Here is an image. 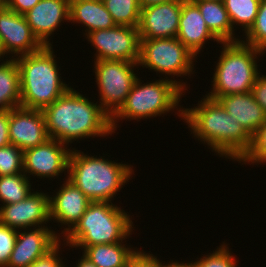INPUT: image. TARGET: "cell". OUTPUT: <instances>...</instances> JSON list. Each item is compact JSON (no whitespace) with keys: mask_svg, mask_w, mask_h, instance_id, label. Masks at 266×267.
Returning a JSON list of instances; mask_svg holds the SVG:
<instances>
[{"mask_svg":"<svg viewBox=\"0 0 266 267\" xmlns=\"http://www.w3.org/2000/svg\"><path fill=\"white\" fill-rule=\"evenodd\" d=\"M261 0H224L233 30L236 26L246 33L253 25ZM236 24V25H235Z\"/></svg>","mask_w":266,"mask_h":267,"instance_id":"d4e9b609","label":"cell"},{"mask_svg":"<svg viewBox=\"0 0 266 267\" xmlns=\"http://www.w3.org/2000/svg\"><path fill=\"white\" fill-rule=\"evenodd\" d=\"M49 138L42 110L16 107L10 110V144L23 152L45 143Z\"/></svg>","mask_w":266,"mask_h":267,"instance_id":"9a60e30c","label":"cell"},{"mask_svg":"<svg viewBox=\"0 0 266 267\" xmlns=\"http://www.w3.org/2000/svg\"><path fill=\"white\" fill-rule=\"evenodd\" d=\"M161 267H192V263L191 262L184 263V262H178V260L177 261L171 260V262L165 264V261L164 263L163 261H161Z\"/></svg>","mask_w":266,"mask_h":267,"instance_id":"74e56055","label":"cell"},{"mask_svg":"<svg viewBox=\"0 0 266 267\" xmlns=\"http://www.w3.org/2000/svg\"><path fill=\"white\" fill-rule=\"evenodd\" d=\"M31 192L24 200L0 206V224L15 230L45 226L50 221L49 195Z\"/></svg>","mask_w":266,"mask_h":267,"instance_id":"4fadbf2b","label":"cell"},{"mask_svg":"<svg viewBox=\"0 0 266 267\" xmlns=\"http://www.w3.org/2000/svg\"><path fill=\"white\" fill-rule=\"evenodd\" d=\"M216 100L251 136L266 121V112L256 102L251 91L225 95Z\"/></svg>","mask_w":266,"mask_h":267,"instance_id":"ffe728a7","label":"cell"},{"mask_svg":"<svg viewBox=\"0 0 266 267\" xmlns=\"http://www.w3.org/2000/svg\"><path fill=\"white\" fill-rule=\"evenodd\" d=\"M9 118H10V110L0 111V148L10 145Z\"/></svg>","mask_w":266,"mask_h":267,"instance_id":"8d00e7d4","label":"cell"},{"mask_svg":"<svg viewBox=\"0 0 266 267\" xmlns=\"http://www.w3.org/2000/svg\"><path fill=\"white\" fill-rule=\"evenodd\" d=\"M60 240L59 233L50 226L18 230L15 246L6 267H29Z\"/></svg>","mask_w":266,"mask_h":267,"instance_id":"e0dca14e","label":"cell"},{"mask_svg":"<svg viewBox=\"0 0 266 267\" xmlns=\"http://www.w3.org/2000/svg\"><path fill=\"white\" fill-rule=\"evenodd\" d=\"M69 10L70 0H40L24 16L38 40L44 46H52L51 35L62 23L70 22Z\"/></svg>","mask_w":266,"mask_h":267,"instance_id":"ac0fdd59","label":"cell"},{"mask_svg":"<svg viewBox=\"0 0 266 267\" xmlns=\"http://www.w3.org/2000/svg\"><path fill=\"white\" fill-rule=\"evenodd\" d=\"M69 17L71 23L85 26L84 36L92 31L116 26L101 0H70Z\"/></svg>","mask_w":266,"mask_h":267,"instance_id":"44dd1931","label":"cell"},{"mask_svg":"<svg viewBox=\"0 0 266 267\" xmlns=\"http://www.w3.org/2000/svg\"><path fill=\"white\" fill-rule=\"evenodd\" d=\"M18 230L0 224V267H6L14 249Z\"/></svg>","mask_w":266,"mask_h":267,"instance_id":"1f68e13d","label":"cell"},{"mask_svg":"<svg viewBox=\"0 0 266 267\" xmlns=\"http://www.w3.org/2000/svg\"><path fill=\"white\" fill-rule=\"evenodd\" d=\"M244 36L240 41L266 53V0L260 1L255 21Z\"/></svg>","mask_w":266,"mask_h":267,"instance_id":"83f0119b","label":"cell"},{"mask_svg":"<svg viewBox=\"0 0 266 267\" xmlns=\"http://www.w3.org/2000/svg\"><path fill=\"white\" fill-rule=\"evenodd\" d=\"M44 45L33 34L24 15L7 8L0 2V59H12L40 51ZM6 54V55H5Z\"/></svg>","mask_w":266,"mask_h":267,"instance_id":"8fae6325","label":"cell"},{"mask_svg":"<svg viewBox=\"0 0 266 267\" xmlns=\"http://www.w3.org/2000/svg\"><path fill=\"white\" fill-rule=\"evenodd\" d=\"M96 244L86 247L82 254L97 267H127L129 259L138 250L124 244ZM126 245V246H125Z\"/></svg>","mask_w":266,"mask_h":267,"instance_id":"603a6c76","label":"cell"},{"mask_svg":"<svg viewBox=\"0 0 266 267\" xmlns=\"http://www.w3.org/2000/svg\"><path fill=\"white\" fill-rule=\"evenodd\" d=\"M112 202H91L80 221L63 236L64 246L82 251L96 244H113L131 237L132 216ZM66 241V242H65Z\"/></svg>","mask_w":266,"mask_h":267,"instance_id":"8992f818","label":"cell"},{"mask_svg":"<svg viewBox=\"0 0 266 267\" xmlns=\"http://www.w3.org/2000/svg\"><path fill=\"white\" fill-rule=\"evenodd\" d=\"M71 150L67 179L92 202H112L134 174L132 165Z\"/></svg>","mask_w":266,"mask_h":267,"instance_id":"3957f363","label":"cell"},{"mask_svg":"<svg viewBox=\"0 0 266 267\" xmlns=\"http://www.w3.org/2000/svg\"><path fill=\"white\" fill-rule=\"evenodd\" d=\"M163 77L144 84V81L139 77L136 79L124 104L111 117L113 133L115 130L117 131V125H119L117 123L121 119L140 121L141 119L166 115L176 109L179 113L176 112L177 116L183 120V106L181 107L179 102L182 95H185L184 91H188L187 84L177 81V79L174 80V78L166 79L165 76Z\"/></svg>","mask_w":266,"mask_h":267,"instance_id":"5b68a950","label":"cell"},{"mask_svg":"<svg viewBox=\"0 0 266 267\" xmlns=\"http://www.w3.org/2000/svg\"><path fill=\"white\" fill-rule=\"evenodd\" d=\"M251 93L256 102L266 112V75L260 74L252 87Z\"/></svg>","mask_w":266,"mask_h":267,"instance_id":"e575fe53","label":"cell"},{"mask_svg":"<svg viewBox=\"0 0 266 267\" xmlns=\"http://www.w3.org/2000/svg\"><path fill=\"white\" fill-rule=\"evenodd\" d=\"M40 0H3L2 3L20 15L32 9Z\"/></svg>","mask_w":266,"mask_h":267,"instance_id":"d590c367","label":"cell"},{"mask_svg":"<svg viewBox=\"0 0 266 267\" xmlns=\"http://www.w3.org/2000/svg\"><path fill=\"white\" fill-rule=\"evenodd\" d=\"M69 145L55 139H48L45 143L23 152V173L30 179V175L39 179L58 178L63 172L68 176V163L71 148ZM62 173V174H61Z\"/></svg>","mask_w":266,"mask_h":267,"instance_id":"7c38bea8","label":"cell"},{"mask_svg":"<svg viewBox=\"0 0 266 267\" xmlns=\"http://www.w3.org/2000/svg\"><path fill=\"white\" fill-rule=\"evenodd\" d=\"M197 106L183 108V122L201 143L219 157L239 161L251 146L252 136L214 99L203 96Z\"/></svg>","mask_w":266,"mask_h":267,"instance_id":"7a4b0ae2","label":"cell"},{"mask_svg":"<svg viewBox=\"0 0 266 267\" xmlns=\"http://www.w3.org/2000/svg\"><path fill=\"white\" fill-rule=\"evenodd\" d=\"M116 25L138 27L141 6L139 0H103Z\"/></svg>","mask_w":266,"mask_h":267,"instance_id":"4316f807","label":"cell"},{"mask_svg":"<svg viewBox=\"0 0 266 267\" xmlns=\"http://www.w3.org/2000/svg\"><path fill=\"white\" fill-rule=\"evenodd\" d=\"M93 66L100 98L97 102L112 117L124 104L138 78L139 74L135 73L138 62L96 60Z\"/></svg>","mask_w":266,"mask_h":267,"instance_id":"9c48e42d","label":"cell"},{"mask_svg":"<svg viewBox=\"0 0 266 267\" xmlns=\"http://www.w3.org/2000/svg\"><path fill=\"white\" fill-rule=\"evenodd\" d=\"M23 173V151L15 145L0 148V176Z\"/></svg>","mask_w":266,"mask_h":267,"instance_id":"4dcf8cb0","label":"cell"},{"mask_svg":"<svg viewBox=\"0 0 266 267\" xmlns=\"http://www.w3.org/2000/svg\"><path fill=\"white\" fill-rule=\"evenodd\" d=\"M61 240L51 249L49 250L44 256L39 257L35 260L29 267H66L63 263L62 256L60 258V249ZM61 250V251H60Z\"/></svg>","mask_w":266,"mask_h":267,"instance_id":"d6a6232c","label":"cell"},{"mask_svg":"<svg viewBox=\"0 0 266 267\" xmlns=\"http://www.w3.org/2000/svg\"><path fill=\"white\" fill-rule=\"evenodd\" d=\"M229 250L228 243L223 242L215 251L192 260V267H238V260Z\"/></svg>","mask_w":266,"mask_h":267,"instance_id":"f1b7e54d","label":"cell"},{"mask_svg":"<svg viewBox=\"0 0 266 267\" xmlns=\"http://www.w3.org/2000/svg\"><path fill=\"white\" fill-rule=\"evenodd\" d=\"M15 60L20 74L21 107L43 110L71 87L61 79L53 45Z\"/></svg>","mask_w":266,"mask_h":267,"instance_id":"277c9868","label":"cell"},{"mask_svg":"<svg viewBox=\"0 0 266 267\" xmlns=\"http://www.w3.org/2000/svg\"><path fill=\"white\" fill-rule=\"evenodd\" d=\"M196 57L203 51L205 42H221L210 32L198 6L191 0H182L181 16L176 37ZM205 44V45H204Z\"/></svg>","mask_w":266,"mask_h":267,"instance_id":"d6986e66","label":"cell"},{"mask_svg":"<svg viewBox=\"0 0 266 267\" xmlns=\"http://www.w3.org/2000/svg\"><path fill=\"white\" fill-rule=\"evenodd\" d=\"M199 8L210 32L221 42H238L223 2L193 1ZM235 35V36H234Z\"/></svg>","mask_w":266,"mask_h":267,"instance_id":"7402d4cb","label":"cell"},{"mask_svg":"<svg viewBox=\"0 0 266 267\" xmlns=\"http://www.w3.org/2000/svg\"><path fill=\"white\" fill-rule=\"evenodd\" d=\"M144 250H137L129 259L127 267H161V260Z\"/></svg>","mask_w":266,"mask_h":267,"instance_id":"836d02e7","label":"cell"},{"mask_svg":"<svg viewBox=\"0 0 266 267\" xmlns=\"http://www.w3.org/2000/svg\"><path fill=\"white\" fill-rule=\"evenodd\" d=\"M64 179L59 189L54 191L56 194H49L50 221L65 226L59 238L62 237L60 234L66 236L75 227L92 202L67 177Z\"/></svg>","mask_w":266,"mask_h":267,"instance_id":"5bb4252c","label":"cell"},{"mask_svg":"<svg viewBox=\"0 0 266 267\" xmlns=\"http://www.w3.org/2000/svg\"><path fill=\"white\" fill-rule=\"evenodd\" d=\"M182 0L141 8L140 39L175 38L178 34Z\"/></svg>","mask_w":266,"mask_h":267,"instance_id":"2e32d148","label":"cell"},{"mask_svg":"<svg viewBox=\"0 0 266 267\" xmlns=\"http://www.w3.org/2000/svg\"><path fill=\"white\" fill-rule=\"evenodd\" d=\"M85 38L91 43L96 60H123L138 62L140 58V35L138 27L116 25L88 33Z\"/></svg>","mask_w":266,"mask_h":267,"instance_id":"30bf717a","label":"cell"},{"mask_svg":"<svg viewBox=\"0 0 266 267\" xmlns=\"http://www.w3.org/2000/svg\"><path fill=\"white\" fill-rule=\"evenodd\" d=\"M241 162L245 165L246 163H251L253 165H262L266 163V121L252 135L251 146L239 160V163Z\"/></svg>","mask_w":266,"mask_h":267,"instance_id":"f546056e","label":"cell"},{"mask_svg":"<svg viewBox=\"0 0 266 267\" xmlns=\"http://www.w3.org/2000/svg\"><path fill=\"white\" fill-rule=\"evenodd\" d=\"M24 173L0 176V202L2 205L24 200L32 191V185Z\"/></svg>","mask_w":266,"mask_h":267,"instance_id":"484cf974","label":"cell"},{"mask_svg":"<svg viewBox=\"0 0 266 267\" xmlns=\"http://www.w3.org/2000/svg\"><path fill=\"white\" fill-rule=\"evenodd\" d=\"M80 258L81 259H78V262L76 263L75 267H97L88 258H86L83 254Z\"/></svg>","mask_w":266,"mask_h":267,"instance_id":"f35d334b","label":"cell"},{"mask_svg":"<svg viewBox=\"0 0 266 267\" xmlns=\"http://www.w3.org/2000/svg\"><path fill=\"white\" fill-rule=\"evenodd\" d=\"M191 1H217V2H223L224 0H191Z\"/></svg>","mask_w":266,"mask_h":267,"instance_id":"60d3db41","label":"cell"},{"mask_svg":"<svg viewBox=\"0 0 266 267\" xmlns=\"http://www.w3.org/2000/svg\"><path fill=\"white\" fill-rule=\"evenodd\" d=\"M5 60H0V111L20 107L21 101L20 74L16 60Z\"/></svg>","mask_w":266,"mask_h":267,"instance_id":"cb8c5ba5","label":"cell"},{"mask_svg":"<svg viewBox=\"0 0 266 267\" xmlns=\"http://www.w3.org/2000/svg\"><path fill=\"white\" fill-rule=\"evenodd\" d=\"M175 1V0H139L141 8L151 5L161 4L163 2Z\"/></svg>","mask_w":266,"mask_h":267,"instance_id":"ab89813d","label":"cell"},{"mask_svg":"<svg viewBox=\"0 0 266 267\" xmlns=\"http://www.w3.org/2000/svg\"><path fill=\"white\" fill-rule=\"evenodd\" d=\"M70 87L42 111L49 138L67 145L74 141L112 136L111 117L98 102Z\"/></svg>","mask_w":266,"mask_h":267,"instance_id":"6da1fadb","label":"cell"},{"mask_svg":"<svg viewBox=\"0 0 266 267\" xmlns=\"http://www.w3.org/2000/svg\"><path fill=\"white\" fill-rule=\"evenodd\" d=\"M222 44L220 57L214 68L211 92L205 94L216 100L229 94L247 93L252 90L260 75L257 59L265 54L260 49L244 44L242 41Z\"/></svg>","mask_w":266,"mask_h":267,"instance_id":"52a82bcc","label":"cell"},{"mask_svg":"<svg viewBox=\"0 0 266 267\" xmlns=\"http://www.w3.org/2000/svg\"><path fill=\"white\" fill-rule=\"evenodd\" d=\"M196 58L176 37L140 39L138 66L153 70L156 74L165 75L166 79H171L170 76L172 78L191 77L195 72Z\"/></svg>","mask_w":266,"mask_h":267,"instance_id":"ba28073f","label":"cell"}]
</instances>
